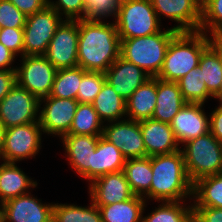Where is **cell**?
Returning <instances> with one entry per match:
<instances>
[{
	"instance_id": "1",
	"label": "cell",
	"mask_w": 222,
	"mask_h": 222,
	"mask_svg": "<svg viewBox=\"0 0 222 222\" xmlns=\"http://www.w3.org/2000/svg\"><path fill=\"white\" fill-rule=\"evenodd\" d=\"M121 40L115 23L79 20L78 66L106 72L120 56Z\"/></svg>"
},
{
	"instance_id": "2",
	"label": "cell",
	"mask_w": 222,
	"mask_h": 222,
	"mask_svg": "<svg viewBox=\"0 0 222 222\" xmlns=\"http://www.w3.org/2000/svg\"><path fill=\"white\" fill-rule=\"evenodd\" d=\"M153 179L147 199L162 202H183L193 194V183L185 168L181 150L170 154L151 156Z\"/></svg>"
},
{
	"instance_id": "3",
	"label": "cell",
	"mask_w": 222,
	"mask_h": 222,
	"mask_svg": "<svg viewBox=\"0 0 222 222\" xmlns=\"http://www.w3.org/2000/svg\"><path fill=\"white\" fill-rule=\"evenodd\" d=\"M212 43L206 32H178L170 41L157 78L177 82L198 67L202 52Z\"/></svg>"
},
{
	"instance_id": "4",
	"label": "cell",
	"mask_w": 222,
	"mask_h": 222,
	"mask_svg": "<svg viewBox=\"0 0 222 222\" xmlns=\"http://www.w3.org/2000/svg\"><path fill=\"white\" fill-rule=\"evenodd\" d=\"M177 33L170 28L148 36L120 39V56L142 68L150 77H157L170 41Z\"/></svg>"
},
{
	"instance_id": "5",
	"label": "cell",
	"mask_w": 222,
	"mask_h": 222,
	"mask_svg": "<svg viewBox=\"0 0 222 222\" xmlns=\"http://www.w3.org/2000/svg\"><path fill=\"white\" fill-rule=\"evenodd\" d=\"M181 149L187 175L192 183L222 173V143L210 132L191 139Z\"/></svg>"
},
{
	"instance_id": "6",
	"label": "cell",
	"mask_w": 222,
	"mask_h": 222,
	"mask_svg": "<svg viewBox=\"0 0 222 222\" xmlns=\"http://www.w3.org/2000/svg\"><path fill=\"white\" fill-rule=\"evenodd\" d=\"M114 23L120 39L148 36L161 31L151 0H121Z\"/></svg>"
},
{
	"instance_id": "7",
	"label": "cell",
	"mask_w": 222,
	"mask_h": 222,
	"mask_svg": "<svg viewBox=\"0 0 222 222\" xmlns=\"http://www.w3.org/2000/svg\"><path fill=\"white\" fill-rule=\"evenodd\" d=\"M63 19L47 5L43 10L27 16L24 31V56L45 55L50 40Z\"/></svg>"
},
{
	"instance_id": "8",
	"label": "cell",
	"mask_w": 222,
	"mask_h": 222,
	"mask_svg": "<svg viewBox=\"0 0 222 222\" xmlns=\"http://www.w3.org/2000/svg\"><path fill=\"white\" fill-rule=\"evenodd\" d=\"M40 107V99L16 83L0 101V123L7 129L37 122Z\"/></svg>"
},
{
	"instance_id": "9",
	"label": "cell",
	"mask_w": 222,
	"mask_h": 222,
	"mask_svg": "<svg viewBox=\"0 0 222 222\" xmlns=\"http://www.w3.org/2000/svg\"><path fill=\"white\" fill-rule=\"evenodd\" d=\"M42 132L39 121L5 129L4 145L0 157L8 163L32 158L41 148Z\"/></svg>"
},
{
	"instance_id": "10",
	"label": "cell",
	"mask_w": 222,
	"mask_h": 222,
	"mask_svg": "<svg viewBox=\"0 0 222 222\" xmlns=\"http://www.w3.org/2000/svg\"><path fill=\"white\" fill-rule=\"evenodd\" d=\"M21 58V67L16 66V83L39 99L49 96L57 69L44 55Z\"/></svg>"
},
{
	"instance_id": "11",
	"label": "cell",
	"mask_w": 222,
	"mask_h": 222,
	"mask_svg": "<svg viewBox=\"0 0 222 222\" xmlns=\"http://www.w3.org/2000/svg\"><path fill=\"white\" fill-rule=\"evenodd\" d=\"M78 38L79 20H63L44 56L57 70L77 67Z\"/></svg>"
},
{
	"instance_id": "12",
	"label": "cell",
	"mask_w": 222,
	"mask_h": 222,
	"mask_svg": "<svg viewBox=\"0 0 222 222\" xmlns=\"http://www.w3.org/2000/svg\"><path fill=\"white\" fill-rule=\"evenodd\" d=\"M45 107L39 112V123L44 133L62 137L67 134L73 123L79 102L74 99L47 96L40 99Z\"/></svg>"
},
{
	"instance_id": "13",
	"label": "cell",
	"mask_w": 222,
	"mask_h": 222,
	"mask_svg": "<svg viewBox=\"0 0 222 222\" xmlns=\"http://www.w3.org/2000/svg\"><path fill=\"white\" fill-rule=\"evenodd\" d=\"M104 125L102 136L115 145L126 159L146 157L139 121L120 120Z\"/></svg>"
},
{
	"instance_id": "14",
	"label": "cell",
	"mask_w": 222,
	"mask_h": 222,
	"mask_svg": "<svg viewBox=\"0 0 222 222\" xmlns=\"http://www.w3.org/2000/svg\"><path fill=\"white\" fill-rule=\"evenodd\" d=\"M159 21L164 15L179 25L173 28L178 32L199 31L202 18V0H151Z\"/></svg>"
},
{
	"instance_id": "15",
	"label": "cell",
	"mask_w": 222,
	"mask_h": 222,
	"mask_svg": "<svg viewBox=\"0 0 222 222\" xmlns=\"http://www.w3.org/2000/svg\"><path fill=\"white\" fill-rule=\"evenodd\" d=\"M2 222H52L53 204H42L26 193L1 204Z\"/></svg>"
},
{
	"instance_id": "16",
	"label": "cell",
	"mask_w": 222,
	"mask_h": 222,
	"mask_svg": "<svg viewBox=\"0 0 222 222\" xmlns=\"http://www.w3.org/2000/svg\"><path fill=\"white\" fill-rule=\"evenodd\" d=\"M203 105L186 103L174 116L170 125L178 145L209 132V118L202 110Z\"/></svg>"
},
{
	"instance_id": "17",
	"label": "cell",
	"mask_w": 222,
	"mask_h": 222,
	"mask_svg": "<svg viewBox=\"0 0 222 222\" xmlns=\"http://www.w3.org/2000/svg\"><path fill=\"white\" fill-rule=\"evenodd\" d=\"M89 189L91 202L96 206L119 203L134 196L123 170L96 178Z\"/></svg>"
},
{
	"instance_id": "18",
	"label": "cell",
	"mask_w": 222,
	"mask_h": 222,
	"mask_svg": "<svg viewBox=\"0 0 222 222\" xmlns=\"http://www.w3.org/2000/svg\"><path fill=\"white\" fill-rule=\"evenodd\" d=\"M113 90L127 100L150 76L140 67L119 56L105 72Z\"/></svg>"
},
{
	"instance_id": "19",
	"label": "cell",
	"mask_w": 222,
	"mask_h": 222,
	"mask_svg": "<svg viewBox=\"0 0 222 222\" xmlns=\"http://www.w3.org/2000/svg\"><path fill=\"white\" fill-rule=\"evenodd\" d=\"M146 156L170 154L180 150L169 123L155 119L139 121Z\"/></svg>"
},
{
	"instance_id": "20",
	"label": "cell",
	"mask_w": 222,
	"mask_h": 222,
	"mask_svg": "<svg viewBox=\"0 0 222 222\" xmlns=\"http://www.w3.org/2000/svg\"><path fill=\"white\" fill-rule=\"evenodd\" d=\"M125 162L126 158L120 149L100 136L94 150L92 165L81 177L92 182L100 176L123 170Z\"/></svg>"
},
{
	"instance_id": "21",
	"label": "cell",
	"mask_w": 222,
	"mask_h": 222,
	"mask_svg": "<svg viewBox=\"0 0 222 222\" xmlns=\"http://www.w3.org/2000/svg\"><path fill=\"white\" fill-rule=\"evenodd\" d=\"M100 136L102 135L65 134L62 136L69 164L80 176L92 165L94 150L97 148Z\"/></svg>"
},
{
	"instance_id": "22",
	"label": "cell",
	"mask_w": 222,
	"mask_h": 222,
	"mask_svg": "<svg viewBox=\"0 0 222 222\" xmlns=\"http://www.w3.org/2000/svg\"><path fill=\"white\" fill-rule=\"evenodd\" d=\"M186 103L177 82L157 78V98L152 119L170 124Z\"/></svg>"
},
{
	"instance_id": "23",
	"label": "cell",
	"mask_w": 222,
	"mask_h": 222,
	"mask_svg": "<svg viewBox=\"0 0 222 222\" xmlns=\"http://www.w3.org/2000/svg\"><path fill=\"white\" fill-rule=\"evenodd\" d=\"M157 77H150L126 100V115L129 120L150 119L156 106Z\"/></svg>"
},
{
	"instance_id": "24",
	"label": "cell",
	"mask_w": 222,
	"mask_h": 222,
	"mask_svg": "<svg viewBox=\"0 0 222 222\" xmlns=\"http://www.w3.org/2000/svg\"><path fill=\"white\" fill-rule=\"evenodd\" d=\"M37 182L31 180L16 163L4 162L0 165V205L6 201L29 193V187H36Z\"/></svg>"
},
{
	"instance_id": "25",
	"label": "cell",
	"mask_w": 222,
	"mask_h": 222,
	"mask_svg": "<svg viewBox=\"0 0 222 222\" xmlns=\"http://www.w3.org/2000/svg\"><path fill=\"white\" fill-rule=\"evenodd\" d=\"M123 172L132 193L146 198L145 195L150 191L153 179L151 157L126 159Z\"/></svg>"
},
{
	"instance_id": "26",
	"label": "cell",
	"mask_w": 222,
	"mask_h": 222,
	"mask_svg": "<svg viewBox=\"0 0 222 222\" xmlns=\"http://www.w3.org/2000/svg\"><path fill=\"white\" fill-rule=\"evenodd\" d=\"M145 201L143 197L134 195L119 203L98 206L102 222H141Z\"/></svg>"
},
{
	"instance_id": "27",
	"label": "cell",
	"mask_w": 222,
	"mask_h": 222,
	"mask_svg": "<svg viewBox=\"0 0 222 222\" xmlns=\"http://www.w3.org/2000/svg\"><path fill=\"white\" fill-rule=\"evenodd\" d=\"M91 104L103 123L105 120L109 123L120 121L126 115V100L107 81Z\"/></svg>"
},
{
	"instance_id": "28",
	"label": "cell",
	"mask_w": 222,
	"mask_h": 222,
	"mask_svg": "<svg viewBox=\"0 0 222 222\" xmlns=\"http://www.w3.org/2000/svg\"><path fill=\"white\" fill-rule=\"evenodd\" d=\"M193 207L222 208V173L205 176L193 183Z\"/></svg>"
},
{
	"instance_id": "29",
	"label": "cell",
	"mask_w": 222,
	"mask_h": 222,
	"mask_svg": "<svg viewBox=\"0 0 222 222\" xmlns=\"http://www.w3.org/2000/svg\"><path fill=\"white\" fill-rule=\"evenodd\" d=\"M198 68L201 69L208 92L214 96L222 81V52L213 42L202 52Z\"/></svg>"
},
{
	"instance_id": "30",
	"label": "cell",
	"mask_w": 222,
	"mask_h": 222,
	"mask_svg": "<svg viewBox=\"0 0 222 222\" xmlns=\"http://www.w3.org/2000/svg\"><path fill=\"white\" fill-rule=\"evenodd\" d=\"M86 72L79 66L57 70L49 96L76 100L79 84Z\"/></svg>"
},
{
	"instance_id": "31",
	"label": "cell",
	"mask_w": 222,
	"mask_h": 222,
	"mask_svg": "<svg viewBox=\"0 0 222 222\" xmlns=\"http://www.w3.org/2000/svg\"><path fill=\"white\" fill-rule=\"evenodd\" d=\"M103 128V122L100 120L92 104L79 103L73 123L67 134L102 135Z\"/></svg>"
},
{
	"instance_id": "32",
	"label": "cell",
	"mask_w": 222,
	"mask_h": 222,
	"mask_svg": "<svg viewBox=\"0 0 222 222\" xmlns=\"http://www.w3.org/2000/svg\"><path fill=\"white\" fill-rule=\"evenodd\" d=\"M52 222H102V216L93 202L90 207L54 203Z\"/></svg>"
},
{
	"instance_id": "33",
	"label": "cell",
	"mask_w": 222,
	"mask_h": 222,
	"mask_svg": "<svg viewBox=\"0 0 222 222\" xmlns=\"http://www.w3.org/2000/svg\"><path fill=\"white\" fill-rule=\"evenodd\" d=\"M181 94L187 103H201L213 97L207 90L202 77L201 69L198 67L190 70L186 75L177 81Z\"/></svg>"
},
{
	"instance_id": "34",
	"label": "cell",
	"mask_w": 222,
	"mask_h": 222,
	"mask_svg": "<svg viewBox=\"0 0 222 222\" xmlns=\"http://www.w3.org/2000/svg\"><path fill=\"white\" fill-rule=\"evenodd\" d=\"M141 222H194L193 205L184 207L179 202H163L162 205L142 217Z\"/></svg>"
},
{
	"instance_id": "35",
	"label": "cell",
	"mask_w": 222,
	"mask_h": 222,
	"mask_svg": "<svg viewBox=\"0 0 222 222\" xmlns=\"http://www.w3.org/2000/svg\"><path fill=\"white\" fill-rule=\"evenodd\" d=\"M213 36L222 32V0H202V18L199 31Z\"/></svg>"
},
{
	"instance_id": "36",
	"label": "cell",
	"mask_w": 222,
	"mask_h": 222,
	"mask_svg": "<svg viewBox=\"0 0 222 222\" xmlns=\"http://www.w3.org/2000/svg\"><path fill=\"white\" fill-rule=\"evenodd\" d=\"M106 82L104 72L87 71L79 84L77 101L91 104Z\"/></svg>"
},
{
	"instance_id": "37",
	"label": "cell",
	"mask_w": 222,
	"mask_h": 222,
	"mask_svg": "<svg viewBox=\"0 0 222 222\" xmlns=\"http://www.w3.org/2000/svg\"><path fill=\"white\" fill-rule=\"evenodd\" d=\"M85 19L102 21V18L117 17L121 0H83Z\"/></svg>"
},
{
	"instance_id": "38",
	"label": "cell",
	"mask_w": 222,
	"mask_h": 222,
	"mask_svg": "<svg viewBox=\"0 0 222 222\" xmlns=\"http://www.w3.org/2000/svg\"><path fill=\"white\" fill-rule=\"evenodd\" d=\"M27 16L9 0H0V28H24Z\"/></svg>"
},
{
	"instance_id": "39",
	"label": "cell",
	"mask_w": 222,
	"mask_h": 222,
	"mask_svg": "<svg viewBox=\"0 0 222 222\" xmlns=\"http://www.w3.org/2000/svg\"><path fill=\"white\" fill-rule=\"evenodd\" d=\"M48 5L61 14V16L64 14L66 20H82L85 18V4L83 0H58L55 3L48 0Z\"/></svg>"
},
{
	"instance_id": "40",
	"label": "cell",
	"mask_w": 222,
	"mask_h": 222,
	"mask_svg": "<svg viewBox=\"0 0 222 222\" xmlns=\"http://www.w3.org/2000/svg\"><path fill=\"white\" fill-rule=\"evenodd\" d=\"M24 31L23 28H1L0 43L13 52L24 56Z\"/></svg>"
},
{
	"instance_id": "41",
	"label": "cell",
	"mask_w": 222,
	"mask_h": 222,
	"mask_svg": "<svg viewBox=\"0 0 222 222\" xmlns=\"http://www.w3.org/2000/svg\"><path fill=\"white\" fill-rule=\"evenodd\" d=\"M194 222H222V208L193 207Z\"/></svg>"
},
{
	"instance_id": "42",
	"label": "cell",
	"mask_w": 222,
	"mask_h": 222,
	"mask_svg": "<svg viewBox=\"0 0 222 222\" xmlns=\"http://www.w3.org/2000/svg\"><path fill=\"white\" fill-rule=\"evenodd\" d=\"M26 16L33 15L43 10L48 5V0H9Z\"/></svg>"
},
{
	"instance_id": "43",
	"label": "cell",
	"mask_w": 222,
	"mask_h": 222,
	"mask_svg": "<svg viewBox=\"0 0 222 222\" xmlns=\"http://www.w3.org/2000/svg\"><path fill=\"white\" fill-rule=\"evenodd\" d=\"M209 117V132L222 143V103Z\"/></svg>"
},
{
	"instance_id": "44",
	"label": "cell",
	"mask_w": 222,
	"mask_h": 222,
	"mask_svg": "<svg viewBox=\"0 0 222 222\" xmlns=\"http://www.w3.org/2000/svg\"><path fill=\"white\" fill-rule=\"evenodd\" d=\"M16 84V70H0V101Z\"/></svg>"
},
{
	"instance_id": "45",
	"label": "cell",
	"mask_w": 222,
	"mask_h": 222,
	"mask_svg": "<svg viewBox=\"0 0 222 222\" xmlns=\"http://www.w3.org/2000/svg\"><path fill=\"white\" fill-rule=\"evenodd\" d=\"M15 57L16 55L13 52L0 43V70H16V67H11Z\"/></svg>"
},
{
	"instance_id": "46",
	"label": "cell",
	"mask_w": 222,
	"mask_h": 222,
	"mask_svg": "<svg viewBox=\"0 0 222 222\" xmlns=\"http://www.w3.org/2000/svg\"><path fill=\"white\" fill-rule=\"evenodd\" d=\"M212 42L222 52V32L212 36Z\"/></svg>"
},
{
	"instance_id": "47",
	"label": "cell",
	"mask_w": 222,
	"mask_h": 222,
	"mask_svg": "<svg viewBox=\"0 0 222 222\" xmlns=\"http://www.w3.org/2000/svg\"><path fill=\"white\" fill-rule=\"evenodd\" d=\"M4 133H5V128L0 123V155L3 149V145H4Z\"/></svg>"
},
{
	"instance_id": "48",
	"label": "cell",
	"mask_w": 222,
	"mask_h": 222,
	"mask_svg": "<svg viewBox=\"0 0 222 222\" xmlns=\"http://www.w3.org/2000/svg\"><path fill=\"white\" fill-rule=\"evenodd\" d=\"M221 80H222V75H221ZM213 97L219 99V102L222 103V81L220 83V88L218 89V92Z\"/></svg>"
},
{
	"instance_id": "49",
	"label": "cell",
	"mask_w": 222,
	"mask_h": 222,
	"mask_svg": "<svg viewBox=\"0 0 222 222\" xmlns=\"http://www.w3.org/2000/svg\"><path fill=\"white\" fill-rule=\"evenodd\" d=\"M0 222H2V219H1V206H0Z\"/></svg>"
}]
</instances>
